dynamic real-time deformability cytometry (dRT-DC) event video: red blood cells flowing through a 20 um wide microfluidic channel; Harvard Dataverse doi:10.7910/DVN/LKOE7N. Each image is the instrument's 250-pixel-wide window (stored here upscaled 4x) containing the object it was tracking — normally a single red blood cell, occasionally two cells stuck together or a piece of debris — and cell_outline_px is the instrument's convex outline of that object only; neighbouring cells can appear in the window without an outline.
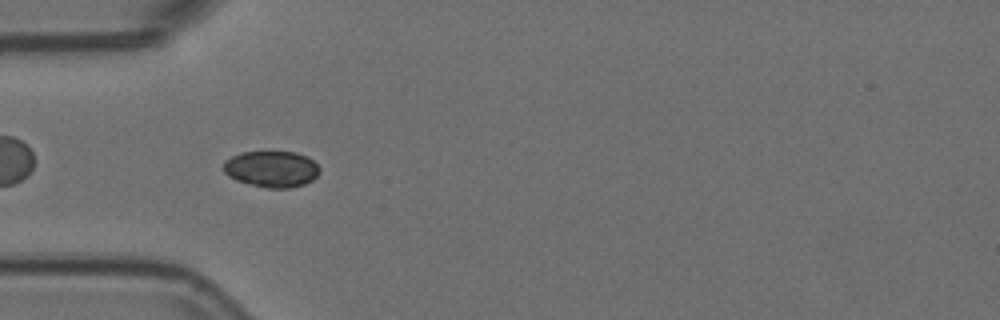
{"species": "Egyptian fruit bat (a non-hibernating species)", "species_latin": "Rousettus aegyptiacus", "temperature_condition": "room temperature", "stored_images_in_passage": 41, "camera_frame_rate_fps": 3000, "um_per_image_px": 0.085, "animal": {"sex": "female"}, "frame": {"image": 1, "passage_image": 6, "time_ms": 1.667, "image_size_px": [1000, 320], "cell_outline_px": [[320, 172], [312, 180], [304, 184], [288, 188], [264, 188], [236, 180], [228, 176], [224, 172], [224, 160], [240, 152], [296, 152], [308, 156], [320, 168]], "centroid_in_image_um": [23.08, 14.36], "position_along_channel_um": 61.9, "area_um2": 20.4}}
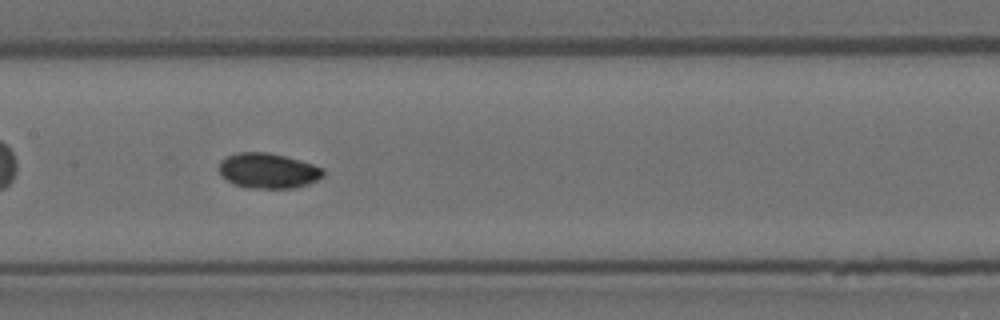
{"frame": {"image": 2, "passage_image": 16, "time_ms": 5.0, "image_size_px": [1000, 320], "cell_outline_px": [[324, 176], [308, 184], [292, 188], [248, 188], [232, 184], [220, 176], [220, 160], [236, 152], [268, 152], [300, 160], [324, 168]], "centroid_in_image_um": [22.77, 14.51], "position_along_channel_um": 184.6, "area_um2": 21.5}}
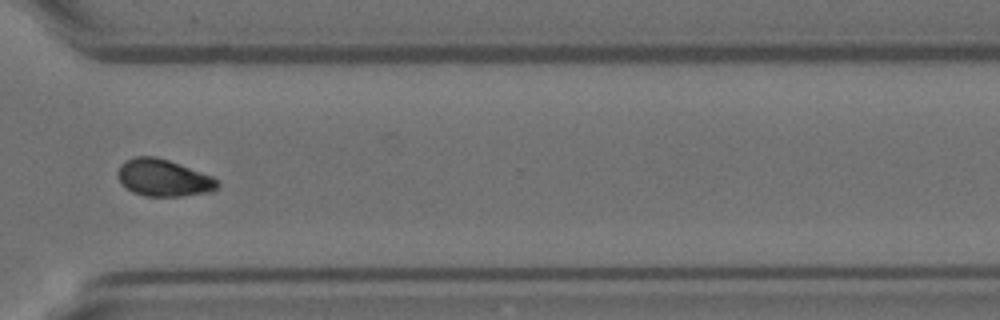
{"frame": {"image": 3, "passage_image": 30, "time_ms": 9.667, "image_size_px": [1000, 320], "cell_outline_px": [[220, 184], [216, 188], [208, 192], [180, 196], [144, 196], [132, 192], [120, 184], [116, 176], [116, 172], [120, 164], [124, 160], [136, 156], [156, 156], [168, 160], [212, 176]], "centroid_in_image_um": [13.81, 15.11], "position_along_channel_um": 356.8, "area_um2": 21.62}, "authors_computed_cell_mechanics": {"area_um2": 20.8658, "velocity_mm_per_s": 3.6943, "shape_relaxation_time_tau1_ms": 3.5688, "shape_relaxation_time_tau2_ms": null, "deformation_change_tau1": 0.0612, "deformation_change_tau2": null}}